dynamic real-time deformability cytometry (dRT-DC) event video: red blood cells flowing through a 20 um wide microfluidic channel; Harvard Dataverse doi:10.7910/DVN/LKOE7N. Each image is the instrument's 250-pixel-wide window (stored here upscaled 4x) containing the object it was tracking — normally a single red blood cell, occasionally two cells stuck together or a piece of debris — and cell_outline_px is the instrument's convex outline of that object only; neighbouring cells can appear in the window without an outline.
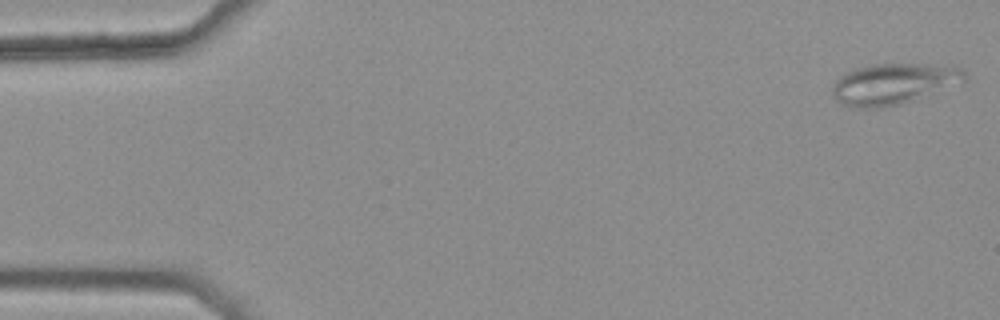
{"species": "common noctule bat (a hibernating species)", "species_latin": "Nyctalus noctula", "temperature_condition": "warm", "stored_images_in_passage": 47, "camera_frame_rate_fps": 3000, "um_per_image_px": 0.085, "animal": {"sex": "female", "body_mass_g": 25.1}, "frame": {"image": 1, "passage_image": 1, "time_ms": 0.0, "image_size_px": [1000, 320], "cell_outline_px": [[968, 80], [964, 84], [900, 104], [880, 108], [848, 108], [832, 92], [832, 84], [840, 76], [856, 68], [876, 64], [928, 64], [964, 68]], "centroid_in_image_um": [76.04, 7.13], "position_along_channel_um": 9.0, "area_um2": 31.85}}
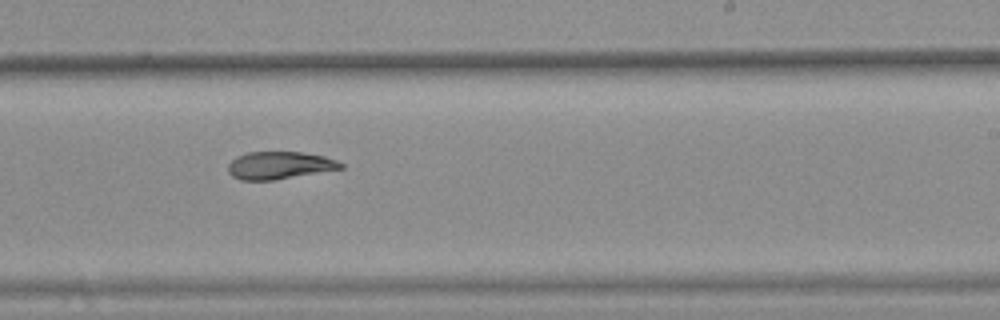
{"frame": {"image": 2, "passage_image": 32, "time_ms": 10.333, "image_size_px": [1000, 320], "cell_outline_px": [[344, 168], [272, 180], [240, 180], [232, 176], [228, 172], [228, 164], [236, 156], [248, 152], [304, 152], [324, 156], [336, 160], [344, 164]], "centroid_in_image_um": [23.74, 14.05], "position_along_channel_um": 265.3, "area_um2": 18.03}}
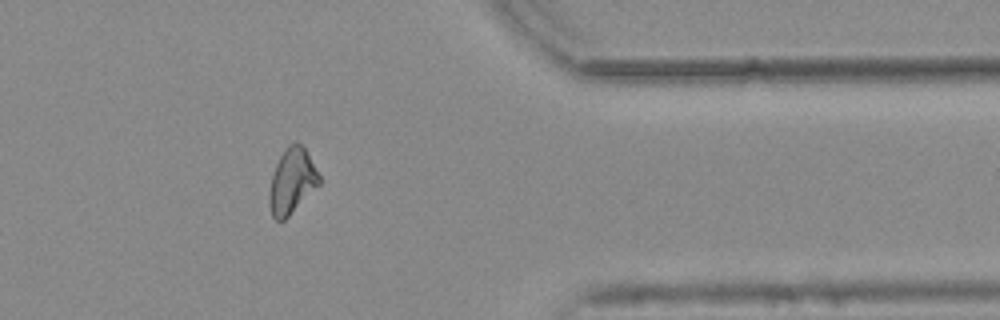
{"frame": {"image": 3, "passage_image": 43, "time_ms": 14.0, "image_size_px": [1000, 320], "cell_outline_px": [[320, 184], [284, 220], [276, 220], [272, 216], [268, 204], [268, 192], [272, 176], [276, 164], [280, 156], [288, 144], [296, 140], [304, 148], [320, 176]], "centroid_in_image_um": [24.79, 15.39], "position_along_channel_um": 386.6, "area_um2": 18.84}, "authors_computed_cell_mechanics": {"area_um2": 19.4208, "velocity_mm_per_s": 3.7819, "shape_relaxation_time_tau1_ms": null, "shape_relaxation_time_tau2_ms": 7.0579, "deformation_change_tau1": null, "deformation_change_tau2": 0.1175}}